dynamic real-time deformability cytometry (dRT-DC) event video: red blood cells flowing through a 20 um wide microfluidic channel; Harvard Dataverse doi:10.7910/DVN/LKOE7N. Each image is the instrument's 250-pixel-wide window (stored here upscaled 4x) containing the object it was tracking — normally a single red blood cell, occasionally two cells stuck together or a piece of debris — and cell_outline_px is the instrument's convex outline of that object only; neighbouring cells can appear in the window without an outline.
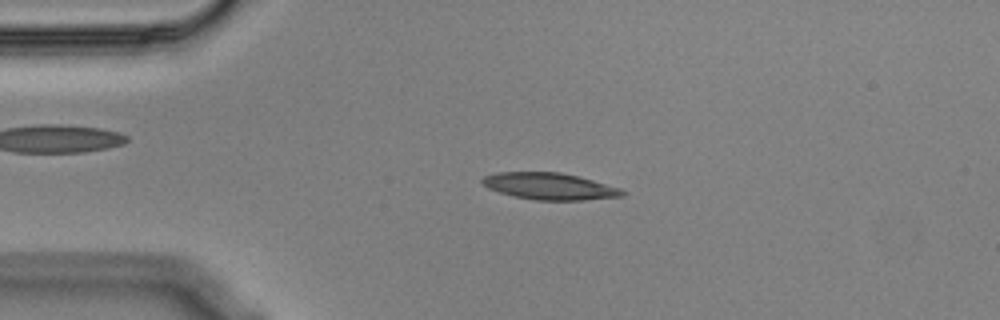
{"species": "Egyptian fruit bat (a non-hibernating species)", "species_latin": "Rousettus aegyptiacus", "temperature_condition": "cold", "stored_images_in_passage": 54, "camera_frame_rate_fps": 3000, "um_per_image_px": 0.085, "animal": {"sex": "male"}, "frame": {"image": 1, "passage_image": 11, "time_ms": 3.333, "image_size_px": [1000, 320], "cell_outline_px": [[628, 192], [624, 196], [584, 200], [536, 200], [512, 196], [488, 188], [480, 184], [480, 180], [484, 176], [496, 172], [560, 172], [592, 180], [620, 188]], "centroid_in_image_um": [46.69, 15.83], "position_along_channel_um": 38.3, "area_um2": 21.91}}
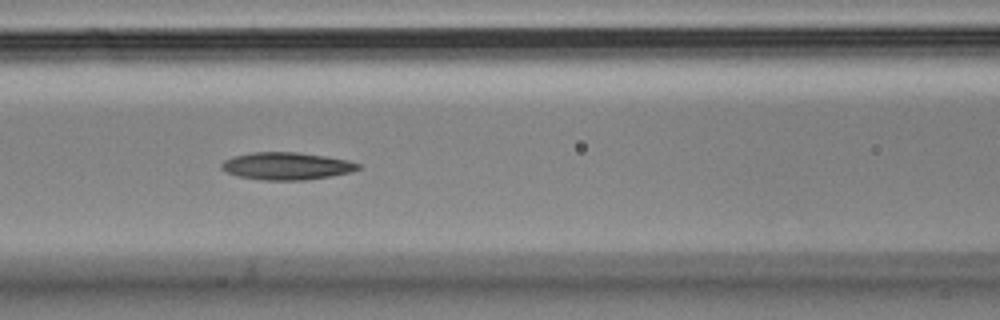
{"frame": {"image": 2, "passage_image": 22, "time_ms": 7.0, "image_size_px": [1000, 320], "cell_outline_px": [[360, 168], [352, 172], [304, 180], [264, 180], [236, 176], [220, 168], [220, 164], [224, 160], [232, 156], [252, 152], [296, 152], [324, 156], [348, 160], [360, 164]], "centroid_in_image_um": [24.32, 14.11], "position_along_channel_um": 142.3, "area_um2": 21.79}}
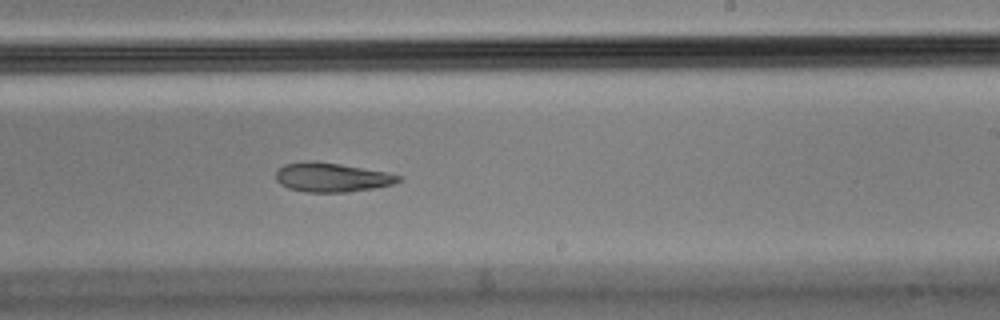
{"frame": {"image": 3, "passage_image": 32, "time_ms": 10.333, "image_size_px": [1000, 320], "cell_outline_px": [[404, 180], [392, 184], [372, 188], [348, 192], [304, 192], [288, 188], [280, 184], [276, 180], [276, 172], [284, 164], [340, 164], [388, 172], [404, 176]], "centroid_in_image_um": [28.3, 15.12], "position_along_channel_um": 260.7, "area_um2": 20.17}, "authors_computed_cell_mechanics": {"area_um2": 21.8773, "velocity_mm_per_s": 3.5614, "shape_relaxation_time_tau1_ms": 9.2371, "shape_relaxation_time_tau2_ms": null, "deformation_change_tau1": 0.2145, "deformation_change_tau2": null}}